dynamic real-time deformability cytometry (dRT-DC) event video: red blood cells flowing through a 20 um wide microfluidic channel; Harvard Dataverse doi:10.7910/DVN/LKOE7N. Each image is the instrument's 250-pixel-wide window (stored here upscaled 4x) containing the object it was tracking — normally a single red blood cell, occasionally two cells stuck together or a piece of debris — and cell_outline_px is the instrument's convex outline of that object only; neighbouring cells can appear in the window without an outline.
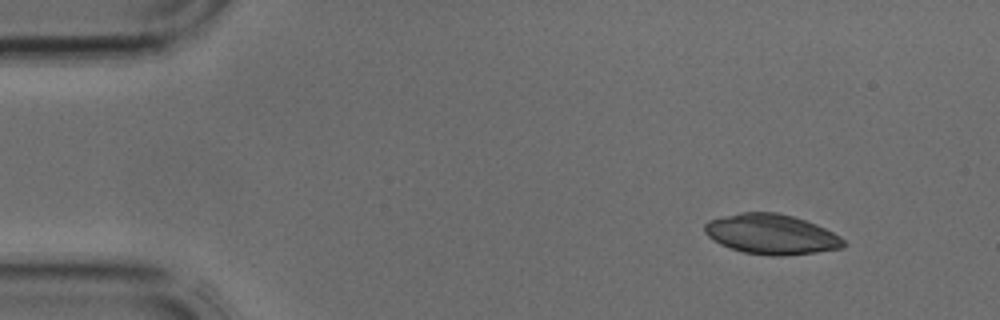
{"species": "common noctule bat (a hibernating species)", "species_latin": "Nyctalus noctula", "temperature_condition": "cold", "stored_images_in_passage": 3, "camera_frame_rate_fps": 3000, "um_per_image_px": 0.085, "animal": {"sex": "male", "body_mass_g": 17.9, "forearm_length_mm": 54.2}, "frame": {"image": 1, "passage_image": 1, "time_ms": 0.0, "image_size_px": [1000, 320], "cell_outline_px": [[848, 244], [844, 248], [816, 252], [784, 256], [772, 256], [744, 252], [720, 244], [712, 240], [704, 232], [704, 224], [708, 220], [740, 212], [776, 212], [792, 216], [816, 224], [840, 236]], "centroid_in_image_um": [65.57, 19.91], "position_along_channel_um": 19.4, "area_um2": 32.48}}